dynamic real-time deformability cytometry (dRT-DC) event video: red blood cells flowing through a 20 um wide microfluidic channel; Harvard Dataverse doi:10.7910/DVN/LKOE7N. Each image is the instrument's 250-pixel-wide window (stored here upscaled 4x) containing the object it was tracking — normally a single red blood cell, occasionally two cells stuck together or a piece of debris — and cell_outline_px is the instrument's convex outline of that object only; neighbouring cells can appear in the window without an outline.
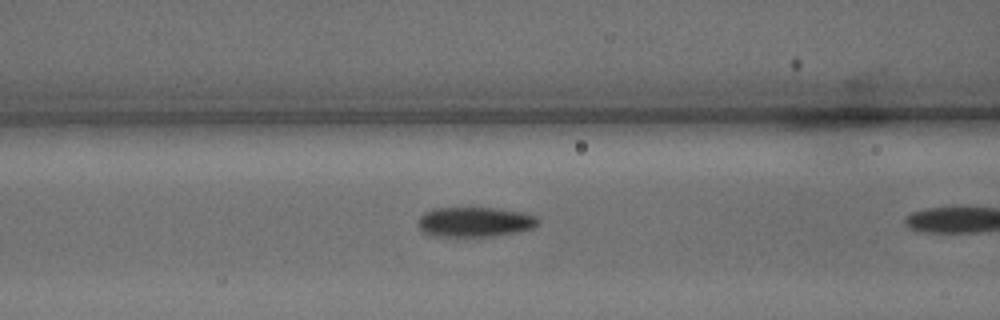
{"species": "common noctule bat (a hibernating species)", "species_latin": "Nyctalus noctula", "temperature_condition": "warm", "stored_images_in_passage": 8, "camera_frame_rate_fps": 3000, "um_per_image_px": 0.085, "animal": {"sex": "male", "body_mass_g": 15.6}, "frame": {"image": 1, "passage_image": 7, "time_ms": 2.0, "image_size_px": [1000, 320], "cell_outline_px": [[540, 220], [532, 228], [516, 232], [492, 236], [444, 236], [424, 232], [420, 228], [420, 216], [424, 212], [436, 208], [496, 208], [524, 212], [536, 216]], "centroid_in_image_um": [40.41, 18.85], "position_along_channel_um": 126.2, "area_um2": 20.52}}